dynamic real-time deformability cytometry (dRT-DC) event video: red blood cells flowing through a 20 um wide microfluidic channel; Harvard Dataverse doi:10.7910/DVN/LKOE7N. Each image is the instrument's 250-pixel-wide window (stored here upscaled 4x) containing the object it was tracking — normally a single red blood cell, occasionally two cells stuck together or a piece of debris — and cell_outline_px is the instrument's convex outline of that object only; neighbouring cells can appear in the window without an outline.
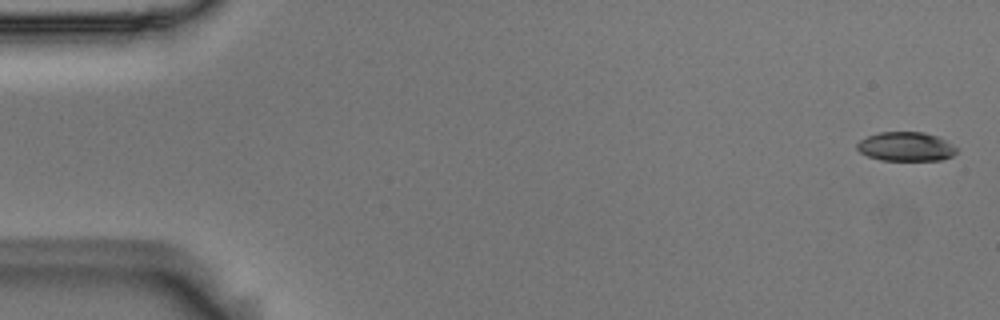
{"species": "Egyptian fruit bat (a non-hibernating species)", "species_latin": "Rousettus aegyptiacus", "temperature_condition": "room temperature", "stored_images_in_passage": 5, "camera_frame_rate_fps": 3000, "um_per_image_px": 0.085, "animal": {"sex": "male"}, "frame": {"image": 1, "passage_image": 5, "time_ms": 1.333, "image_size_px": [1000, 320], "cell_outline_px": [[956, 152], [952, 156], [940, 160], [880, 160], [868, 156], [860, 152], [856, 148], [856, 144], [860, 140], [868, 136], [880, 132], [924, 132], [936, 136], [952, 144], [956, 148]], "centroid_in_image_um": [76.97, 12.46], "position_along_channel_um": 8.0, "area_um2": 16.76}}